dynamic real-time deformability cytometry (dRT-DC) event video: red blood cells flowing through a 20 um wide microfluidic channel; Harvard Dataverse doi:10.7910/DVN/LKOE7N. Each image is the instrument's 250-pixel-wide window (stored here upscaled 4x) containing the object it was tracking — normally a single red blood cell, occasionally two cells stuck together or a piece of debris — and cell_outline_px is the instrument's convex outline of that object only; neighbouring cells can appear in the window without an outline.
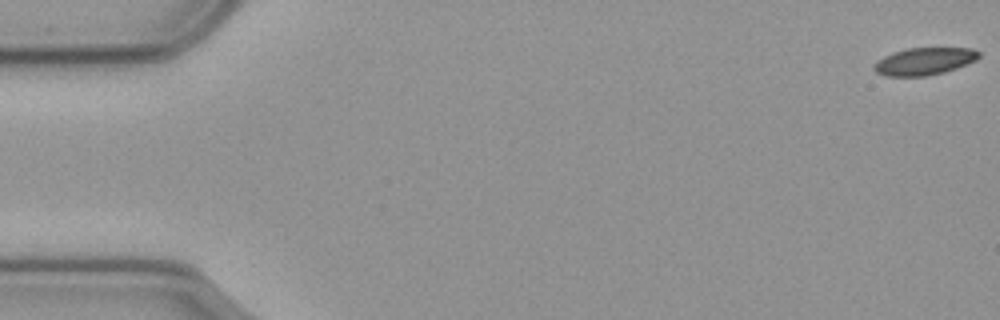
{"species": "common noctule bat (a hibernating species)", "species_latin": "Nyctalus noctula", "temperature_condition": "cold", "stored_images_in_passage": 59, "camera_frame_rate_fps": 3000, "um_per_image_px": 0.085, "animal": {"sex": "male", "body_mass_g": 23.1, "forearm_length_mm": 52.7}, "frame": {"image": 1, "passage_image": 1, "time_ms": 0.0, "image_size_px": [1000, 320], "cell_outline_px": [[980, 56], [976, 60], [956, 68], [944, 72], [928, 76], [888, 76], [876, 72], [872, 68], [872, 64], [876, 60], [892, 52], [908, 48], [972, 48], [980, 52]], "centroid_in_image_um": [78.53, 5.21], "position_along_channel_um": 6.5, "area_um2": 16.82}}
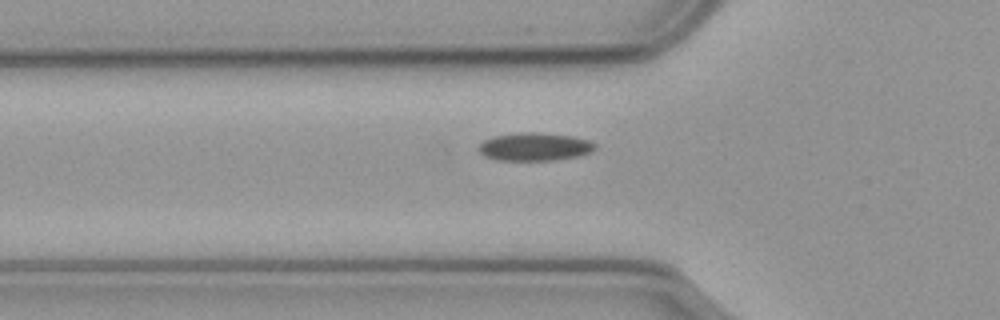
{"frame": {"image": 2, "passage_image": 20, "time_ms": 6.333, "image_size_px": [1000, 320], "cell_outline_px": [[596, 148], [588, 152], [576, 156], [552, 160], [500, 160], [484, 156], [480, 152], [480, 144], [484, 140], [492, 136], [520, 132], [532, 132], [572, 136], [588, 140], [596, 144]], "centroid_in_image_um": [45.42, 12.46], "position_along_channel_um": 80.4, "area_um2": 18.73}}
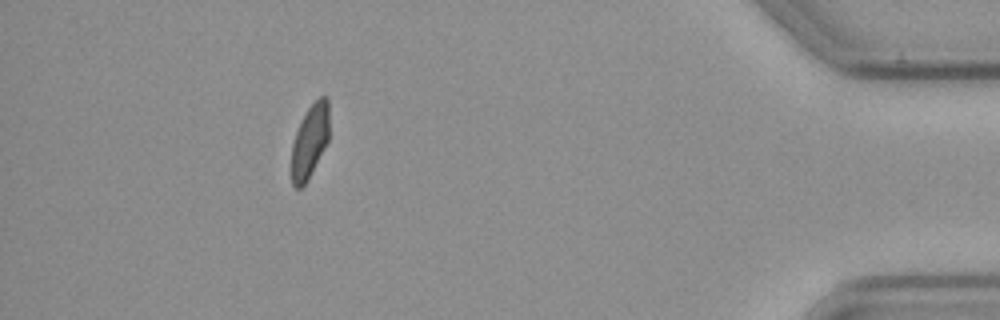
{"frame": {"image": 3, "passage_image": 53, "time_ms": 17.333, "image_size_px": [1000, 320], "cell_outline_px": [[328, 140], [308, 180], [300, 188], [296, 188], [292, 184], [292, 144], [296, 132], [308, 108], [320, 96], [328, 96]], "centroid_in_image_um": [26.34, 12.01], "position_along_channel_um": 408.9, "area_um2": 15.78}, "authors_computed_cell_mechanics": {"area_um2": 17.8024, "velocity_mm_per_s": 3.5272, "shape_relaxation_time_tau1_ms": 9.2334, "shape_relaxation_time_tau2_ms": 7.576, "deformation_change_tau1": 0.1513, "deformation_change_tau2": 0.092}}